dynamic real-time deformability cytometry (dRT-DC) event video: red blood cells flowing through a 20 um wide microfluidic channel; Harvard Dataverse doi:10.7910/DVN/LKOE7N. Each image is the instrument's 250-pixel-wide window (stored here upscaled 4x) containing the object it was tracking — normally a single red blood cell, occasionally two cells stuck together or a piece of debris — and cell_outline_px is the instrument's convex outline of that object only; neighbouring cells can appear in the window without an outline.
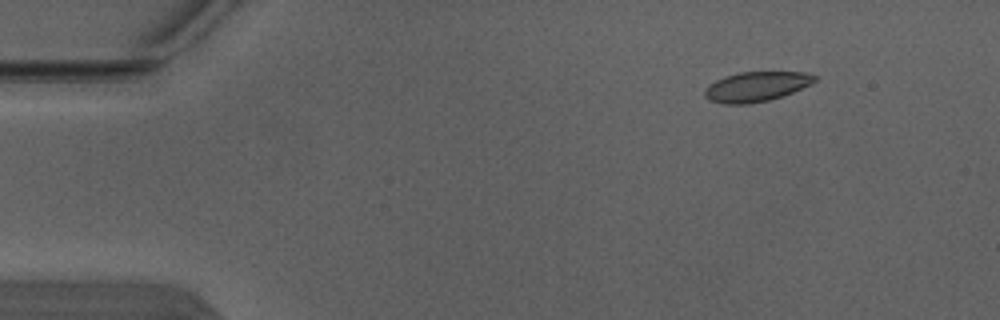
{"species": "Egyptian fruit bat (a non-hibernating species)", "species_latin": "Rousettus aegyptiacus", "temperature_condition": "warm", "stored_images_in_passage": 4, "camera_frame_rate_fps": 3000, "um_per_image_px": 0.085, "animal": {"sex": "male"}, "frame": {"image": 1, "passage_image": 2, "time_ms": 0.333, "image_size_px": [1000, 320], "cell_outline_px": [[816, 80], [812, 84], [792, 92], [768, 100], [748, 104], [724, 104], [708, 100], [704, 96], [704, 92], [708, 84], [724, 76], [740, 72], [804, 72], [816, 76]], "centroid_in_image_um": [64.25, 7.36], "position_along_channel_um": 20.8, "area_um2": 19.07}}